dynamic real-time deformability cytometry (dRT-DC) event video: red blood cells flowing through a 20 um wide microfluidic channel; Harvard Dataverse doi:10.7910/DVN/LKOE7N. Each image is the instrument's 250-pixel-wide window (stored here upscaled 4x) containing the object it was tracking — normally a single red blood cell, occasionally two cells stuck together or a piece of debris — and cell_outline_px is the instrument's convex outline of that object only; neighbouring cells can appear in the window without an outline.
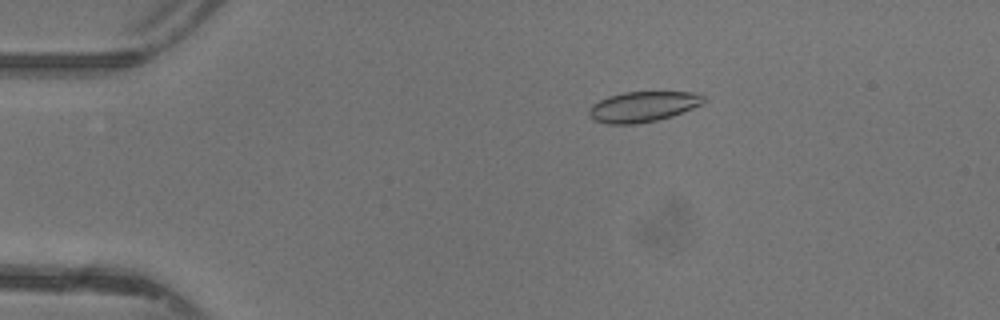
{"species": "common noctule bat (a hibernating species)", "species_latin": "Nyctalus noctula", "temperature_condition": "warm", "stored_images_in_passage": 37, "camera_frame_rate_fps": 3000, "um_per_image_px": 0.085, "animal": {"sex": "female"}, "frame": {"image": 1, "passage_image": 10, "time_ms": 3.0, "image_size_px": [1000, 320], "cell_outline_px": [[704, 104], [672, 116], [656, 120], [636, 124], [608, 124], [596, 120], [588, 116], [588, 108], [592, 104], [608, 96], [624, 92], [700, 92], [704, 96]], "centroid_in_image_um": [54.66, 9.06], "position_along_channel_um": 30.3, "area_um2": 20.46}}
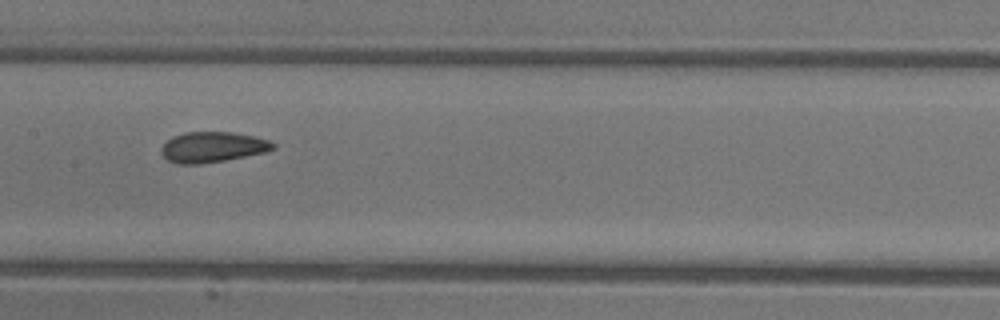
{"frame": {"image": 2, "passage_image": 25, "time_ms": 8.0, "image_size_px": [1000, 320], "cell_outline_px": [[276, 148], [264, 152], [224, 160], [200, 164], [180, 164], [168, 160], [160, 152], [160, 148], [172, 136], [184, 132], [232, 132], [256, 136], [268, 140], [276, 144]], "centroid_in_image_um": [18.06, 12.49], "position_along_channel_um": 189.3, "area_um2": 19.83}}
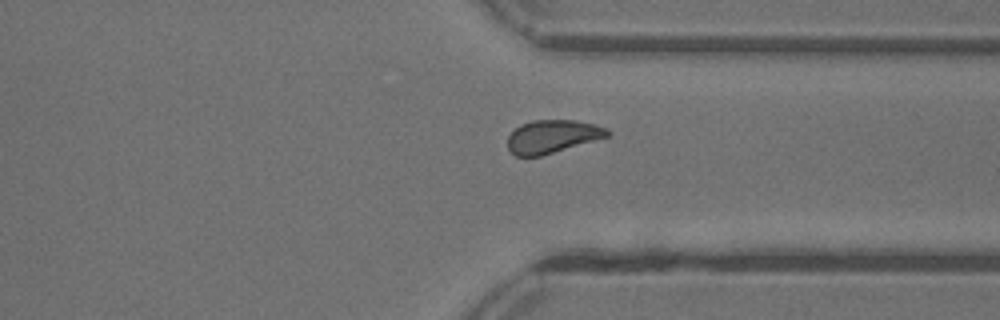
{"frame": {"image": 3, "passage_image": 37, "time_ms": 12.0, "image_size_px": [1000, 320], "cell_outline_px": [[608, 136], [540, 156], [516, 156], [508, 148], [508, 136], [520, 124], [532, 120], [576, 120], [596, 124], [604, 128], [608, 132]], "centroid_in_image_um": [46.91, 11.59], "position_along_channel_um": 364.5, "area_um2": 18.9}, "authors_computed_cell_mechanics": {"area_um2": 20.4612, "velocity_mm_per_s": 4.375, "shape_relaxation_time_tau1_ms": 5.1121, "shape_relaxation_time_tau2_ms": 1.1685, "deformation_change_tau1": 0.1143, "deformation_change_tau2": 0.0542}}